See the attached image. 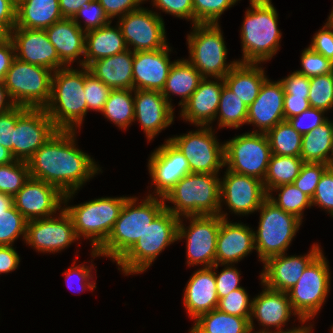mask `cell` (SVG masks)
<instances>
[{
    "label": "cell",
    "mask_w": 333,
    "mask_h": 333,
    "mask_svg": "<svg viewBox=\"0 0 333 333\" xmlns=\"http://www.w3.org/2000/svg\"><path fill=\"white\" fill-rule=\"evenodd\" d=\"M173 113L161 91L134 90V121L141 124L148 141L172 124Z\"/></svg>",
    "instance_id": "603a6c76"
},
{
    "label": "cell",
    "mask_w": 333,
    "mask_h": 333,
    "mask_svg": "<svg viewBox=\"0 0 333 333\" xmlns=\"http://www.w3.org/2000/svg\"><path fill=\"white\" fill-rule=\"evenodd\" d=\"M267 76L258 63L238 62L223 78L228 89L249 107L258 97L261 85Z\"/></svg>",
    "instance_id": "d6a6232c"
},
{
    "label": "cell",
    "mask_w": 333,
    "mask_h": 333,
    "mask_svg": "<svg viewBox=\"0 0 333 333\" xmlns=\"http://www.w3.org/2000/svg\"><path fill=\"white\" fill-rule=\"evenodd\" d=\"M304 161L300 156H281L272 154L263 181L266 192L277 186L293 184L298 177Z\"/></svg>",
    "instance_id": "74e56055"
},
{
    "label": "cell",
    "mask_w": 333,
    "mask_h": 333,
    "mask_svg": "<svg viewBox=\"0 0 333 333\" xmlns=\"http://www.w3.org/2000/svg\"><path fill=\"white\" fill-rule=\"evenodd\" d=\"M329 168H333V144H332L331 154L329 157Z\"/></svg>",
    "instance_id": "11e5206c"
},
{
    "label": "cell",
    "mask_w": 333,
    "mask_h": 333,
    "mask_svg": "<svg viewBox=\"0 0 333 333\" xmlns=\"http://www.w3.org/2000/svg\"><path fill=\"white\" fill-rule=\"evenodd\" d=\"M323 252L318 244H313L307 255L286 256L284 254L268 258L260 274L261 284L266 287L288 292L299 280L305 268Z\"/></svg>",
    "instance_id": "7402d4cb"
},
{
    "label": "cell",
    "mask_w": 333,
    "mask_h": 333,
    "mask_svg": "<svg viewBox=\"0 0 333 333\" xmlns=\"http://www.w3.org/2000/svg\"><path fill=\"white\" fill-rule=\"evenodd\" d=\"M284 88L281 81L271 82L266 78L258 97L248 107L247 124L259 127L252 132L267 133L279 122L284 121Z\"/></svg>",
    "instance_id": "cb8c5ba5"
},
{
    "label": "cell",
    "mask_w": 333,
    "mask_h": 333,
    "mask_svg": "<svg viewBox=\"0 0 333 333\" xmlns=\"http://www.w3.org/2000/svg\"><path fill=\"white\" fill-rule=\"evenodd\" d=\"M28 220L14 207L0 209V246H13L20 235L26 238Z\"/></svg>",
    "instance_id": "7bdbcfd3"
},
{
    "label": "cell",
    "mask_w": 333,
    "mask_h": 333,
    "mask_svg": "<svg viewBox=\"0 0 333 333\" xmlns=\"http://www.w3.org/2000/svg\"><path fill=\"white\" fill-rule=\"evenodd\" d=\"M29 178V167L25 161L14 160L12 163L0 165V192L14 197Z\"/></svg>",
    "instance_id": "ee69618b"
},
{
    "label": "cell",
    "mask_w": 333,
    "mask_h": 333,
    "mask_svg": "<svg viewBox=\"0 0 333 333\" xmlns=\"http://www.w3.org/2000/svg\"><path fill=\"white\" fill-rule=\"evenodd\" d=\"M93 269V266L91 265L90 267L89 266H86L84 264H82L81 266L80 265H75L74 267L72 266L71 268L67 269L65 271V274H66V282H67V285L68 287L73 290L72 288V284H71V278L72 276H76L75 279H77V283H78V279H79V283L78 285L81 286L80 288L76 289L78 291H83V290H86L87 288H89L90 290H93L94 291V288H96V283L93 282V281H90L89 279L92 280V274H91V271ZM71 280V281H69ZM78 286V287H79ZM75 290V289H74Z\"/></svg>",
    "instance_id": "6125c7cd"
},
{
    "label": "cell",
    "mask_w": 333,
    "mask_h": 333,
    "mask_svg": "<svg viewBox=\"0 0 333 333\" xmlns=\"http://www.w3.org/2000/svg\"><path fill=\"white\" fill-rule=\"evenodd\" d=\"M118 25L127 49L133 52L155 51L168 45L164 20L157 12L140 7L120 17Z\"/></svg>",
    "instance_id": "9a60e30c"
},
{
    "label": "cell",
    "mask_w": 333,
    "mask_h": 333,
    "mask_svg": "<svg viewBox=\"0 0 333 333\" xmlns=\"http://www.w3.org/2000/svg\"><path fill=\"white\" fill-rule=\"evenodd\" d=\"M9 37V33L0 25V42H3Z\"/></svg>",
    "instance_id": "34e18365"
},
{
    "label": "cell",
    "mask_w": 333,
    "mask_h": 333,
    "mask_svg": "<svg viewBox=\"0 0 333 333\" xmlns=\"http://www.w3.org/2000/svg\"><path fill=\"white\" fill-rule=\"evenodd\" d=\"M225 265V268L220 274H217V271H214L218 299L227 296L231 291L242 288L239 285L240 272L235 267L230 266V264Z\"/></svg>",
    "instance_id": "9f6ffc18"
},
{
    "label": "cell",
    "mask_w": 333,
    "mask_h": 333,
    "mask_svg": "<svg viewBox=\"0 0 333 333\" xmlns=\"http://www.w3.org/2000/svg\"><path fill=\"white\" fill-rule=\"evenodd\" d=\"M152 6L181 19H189L194 25L192 0H152Z\"/></svg>",
    "instance_id": "6f0895ef"
},
{
    "label": "cell",
    "mask_w": 333,
    "mask_h": 333,
    "mask_svg": "<svg viewBox=\"0 0 333 333\" xmlns=\"http://www.w3.org/2000/svg\"><path fill=\"white\" fill-rule=\"evenodd\" d=\"M179 219L164 209L139 240L117 261L125 275L145 272L167 246L177 241Z\"/></svg>",
    "instance_id": "8992f818"
},
{
    "label": "cell",
    "mask_w": 333,
    "mask_h": 333,
    "mask_svg": "<svg viewBox=\"0 0 333 333\" xmlns=\"http://www.w3.org/2000/svg\"><path fill=\"white\" fill-rule=\"evenodd\" d=\"M187 36L188 61L203 78H224L239 62L226 63L227 48L219 24H194Z\"/></svg>",
    "instance_id": "52a82bcc"
},
{
    "label": "cell",
    "mask_w": 333,
    "mask_h": 333,
    "mask_svg": "<svg viewBox=\"0 0 333 333\" xmlns=\"http://www.w3.org/2000/svg\"><path fill=\"white\" fill-rule=\"evenodd\" d=\"M171 48L167 45L155 51L134 52L133 90L161 91L174 63L169 59Z\"/></svg>",
    "instance_id": "484cf974"
},
{
    "label": "cell",
    "mask_w": 333,
    "mask_h": 333,
    "mask_svg": "<svg viewBox=\"0 0 333 333\" xmlns=\"http://www.w3.org/2000/svg\"><path fill=\"white\" fill-rule=\"evenodd\" d=\"M328 168V164L304 162L293 185L312 199L321 176Z\"/></svg>",
    "instance_id": "681fc988"
},
{
    "label": "cell",
    "mask_w": 333,
    "mask_h": 333,
    "mask_svg": "<svg viewBox=\"0 0 333 333\" xmlns=\"http://www.w3.org/2000/svg\"><path fill=\"white\" fill-rule=\"evenodd\" d=\"M137 199L128 197L107 240L97 250H92V257L106 256L117 262L165 209L163 197L150 194L139 203Z\"/></svg>",
    "instance_id": "7a4b0ae2"
},
{
    "label": "cell",
    "mask_w": 333,
    "mask_h": 333,
    "mask_svg": "<svg viewBox=\"0 0 333 333\" xmlns=\"http://www.w3.org/2000/svg\"><path fill=\"white\" fill-rule=\"evenodd\" d=\"M15 58V47L11 38L8 37L0 42V82L4 81L6 72Z\"/></svg>",
    "instance_id": "be15d7a7"
},
{
    "label": "cell",
    "mask_w": 333,
    "mask_h": 333,
    "mask_svg": "<svg viewBox=\"0 0 333 333\" xmlns=\"http://www.w3.org/2000/svg\"><path fill=\"white\" fill-rule=\"evenodd\" d=\"M190 333H252L250 318L230 315L213 309L195 319Z\"/></svg>",
    "instance_id": "8d00e7d4"
},
{
    "label": "cell",
    "mask_w": 333,
    "mask_h": 333,
    "mask_svg": "<svg viewBox=\"0 0 333 333\" xmlns=\"http://www.w3.org/2000/svg\"><path fill=\"white\" fill-rule=\"evenodd\" d=\"M257 211H260V221L254 231V244L259 260L265 262L270 257L286 253L302 221L275 206L268 198Z\"/></svg>",
    "instance_id": "30bf717a"
},
{
    "label": "cell",
    "mask_w": 333,
    "mask_h": 333,
    "mask_svg": "<svg viewBox=\"0 0 333 333\" xmlns=\"http://www.w3.org/2000/svg\"><path fill=\"white\" fill-rule=\"evenodd\" d=\"M75 133L76 130H57L27 161L30 177L57 187L64 194L65 205L101 171L88 154L76 147Z\"/></svg>",
    "instance_id": "6da1fadb"
},
{
    "label": "cell",
    "mask_w": 333,
    "mask_h": 333,
    "mask_svg": "<svg viewBox=\"0 0 333 333\" xmlns=\"http://www.w3.org/2000/svg\"><path fill=\"white\" fill-rule=\"evenodd\" d=\"M52 72L15 58L3 83L16 106L45 108L51 98Z\"/></svg>",
    "instance_id": "9c48e42d"
},
{
    "label": "cell",
    "mask_w": 333,
    "mask_h": 333,
    "mask_svg": "<svg viewBox=\"0 0 333 333\" xmlns=\"http://www.w3.org/2000/svg\"><path fill=\"white\" fill-rule=\"evenodd\" d=\"M251 307L252 300L243 287L231 291L227 296L219 299L217 305V309L221 312L245 318H250Z\"/></svg>",
    "instance_id": "c3c4849f"
},
{
    "label": "cell",
    "mask_w": 333,
    "mask_h": 333,
    "mask_svg": "<svg viewBox=\"0 0 333 333\" xmlns=\"http://www.w3.org/2000/svg\"><path fill=\"white\" fill-rule=\"evenodd\" d=\"M271 153L281 156H300L302 135L297 132L288 120L279 122L266 133Z\"/></svg>",
    "instance_id": "ab89813d"
},
{
    "label": "cell",
    "mask_w": 333,
    "mask_h": 333,
    "mask_svg": "<svg viewBox=\"0 0 333 333\" xmlns=\"http://www.w3.org/2000/svg\"><path fill=\"white\" fill-rule=\"evenodd\" d=\"M8 98V99H6ZM16 105L10 99L3 82H0V114L6 113Z\"/></svg>",
    "instance_id": "89a4df30"
},
{
    "label": "cell",
    "mask_w": 333,
    "mask_h": 333,
    "mask_svg": "<svg viewBox=\"0 0 333 333\" xmlns=\"http://www.w3.org/2000/svg\"><path fill=\"white\" fill-rule=\"evenodd\" d=\"M18 60L43 66L51 71L67 67L49 41L45 29L14 27L9 33Z\"/></svg>",
    "instance_id": "ffe728a7"
},
{
    "label": "cell",
    "mask_w": 333,
    "mask_h": 333,
    "mask_svg": "<svg viewBox=\"0 0 333 333\" xmlns=\"http://www.w3.org/2000/svg\"><path fill=\"white\" fill-rule=\"evenodd\" d=\"M302 69L297 72L306 77H314L333 73V62L323 55L314 52L310 47L303 50L301 54Z\"/></svg>",
    "instance_id": "816d5d0a"
},
{
    "label": "cell",
    "mask_w": 333,
    "mask_h": 333,
    "mask_svg": "<svg viewBox=\"0 0 333 333\" xmlns=\"http://www.w3.org/2000/svg\"><path fill=\"white\" fill-rule=\"evenodd\" d=\"M321 252L304 270L298 282L287 292L293 310L301 323L320 311L330 290V272Z\"/></svg>",
    "instance_id": "8fae6325"
},
{
    "label": "cell",
    "mask_w": 333,
    "mask_h": 333,
    "mask_svg": "<svg viewBox=\"0 0 333 333\" xmlns=\"http://www.w3.org/2000/svg\"><path fill=\"white\" fill-rule=\"evenodd\" d=\"M324 113V110L310 107L308 110L303 111L301 114L288 119V122L297 132H299L301 135H304L327 120V118L324 116Z\"/></svg>",
    "instance_id": "11a10c76"
},
{
    "label": "cell",
    "mask_w": 333,
    "mask_h": 333,
    "mask_svg": "<svg viewBox=\"0 0 333 333\" xmlns=\"http://www.w3.org/2000/svg\"><path fill=\"white\" fill-rule=\"evenodd\" d=\"M59 59L67 66L85 55V31L72 18H63L45 29Z\"/></svg>",
    "instance_id": "4dcf8cb0"
},
{
    "label": "cell",
    "mask_w": 333,
    "mask_h": 333,
    "mask_svg": "<svg viewBox=\"0 0 333 333\" xmlns=\"http://www.w3.org/2000/svg\"><path fill=\"white\" fill-rule=\"evenodd\" d=\"M134 90H112L104 105L102 114L122 130L134 122Z\"/></svg>",
    "instance_id": "f35d334b"
},
{
    "label": "cell",
    "mask_w": 333,
    "mask_h": 333,
    "mask_svg": "<svg viewBox=\"0 0 333 333\" xmlns=\"http://www.w3.org/2000/svg\"><path fill=\"white\" fill-rule=\"evenodd\" d=\"M59 212L58 218L51 216L29 220L24 241L38 252L55 253L79 239L69 213L64 207Z\"/></svg>",
    "instance_id": "e0dca14e"
},
{
    "label": "cell",
    "mask_w": 333,
    "mask_h": 333,
    "mask_svg": "<svg viewBox=\"0 0 333 333\" xmlns=\"http://www.w3.org/2000/svg\"><path fill=\"white\" fill-rule=\"evenodd\" d=\"M220 181L217 174L189 173L182 177L174 187L163 196L164 201H170L174 207L165 204V209L178 218L197 215H220L226 219L227 212L223 214L220 201Z\"/></svg>",
    "instance_id": "277c9868"
},
{
    "label": "cell",
    "mask_w": 333,
    "mask_h": 333,
    "mask_svg": "<svg viewBox=\"0 0 333 333\" xmlns=\"http://www.w3.org/2000/svg\"><path fill=\"white\" fill-rule=\"evenodd\" d=\"M111 91V88L90 73L88 67H85L84 92L87 110L102 112Z\"/></svg>",
    "instance_id": "7dc6e473"
},
{
    "label": "cell",
    "mask_w": 333,
    "mask_h": 333,
    "mask_svg": "<svg viewBox=\"0 0 333 333\" xmlns=\"http://www.w3.org/2000/svg\"><path fill=\"white\" fill-rule=\"evenodd\" d=\"M13 205V197L4 192H0V209H10Z\"/></svg>",
    "instance_id": "8c879c8a"
},
{
    "label": "cell",
    "mask_w": 333,
    "mask_h": 333,
    "mask_svg": "<svg viewBox=\"0 0 333 333\" xmlns=\"http://www.w3.org/2000/svg\"><path fill=\"white\" fill-rule=\"evenodd\" d=\"M250 7L241 27L243 59L239 62L261 64L278 52L282 34L271 0H250Z\"/></svg>",
    "instance_id": "3957f363"
},
{
    "label": "cell",
    "mask_w": 333,
    "mask_h": 333,
    "mask_svg": "<svg viewBox=\"0 0 333 333\" xmlns=\"http://www.w3.org/2000/svg\"><path fill=\"white\" fill-rule=\"evenodd\" d=\"M27 108L25 106H15L10 111L0 114V144L6 147L12 156L16 121Z\"/></svg>",
    "instance_id": "db71d44e"
},
{
    "label": "cell",
    "mask_w": 333,
    "mask_h": 333,
    "mask_svg": "<svg viewBox=\"0 0 333 333\" xmlns=\"http://www.w3.org/2000/svg\"><path fill=\"white\" fill-rule=\"evenodd\" d=\"M276 190L280 191L278 199L271 195ZM267 198L275 206L296 216L301 221L304 209L312 206L311 198L293 184H284L270 189L267 193Z\"/></svg>",
    "instance_id": "b9f144b4"
},
{
    "label": "cell",
    "mask_w": 333,
    "mask_h": 333,
    "mask_svg": "<svg viewBox=\"0 0 333 333\" xmlns=\"http://www.w3.org/2000/svg\"><path fill=\"white\" fill-rule=\"evenodd\" d=\"M202 79L203 77L200 72L187 59H177L169 70L162 95L171 106L172 99L169 97L172 94L179 95L182 97L179 106L181 105V107H183L192 93L198 88Z\"/></svg>",
    "instance_id": "e575fe53"
},
{
    "label": "cell",
    "mask_w": 333,
    "mask_h": 333,
    "mask_svg": "<svg viewBox=\"0 0 333 333\" xmlns=\"http://www.w3.org/2000/svg\"><path fill=\"white\" fill-rule=\"evenodd\" d=\"M103 7L106 15L111 20L117 16L122 17L127 13L140 8L145 0H97Z\"/></svg>",
    "instance_id": "94428289"
},
{
    "label": "cell",
    "mask_w": 333,
    "mask_h": 333,
    "mask_svg": "<svg viewBox=\"0 0 333 333\" xmlns=\"http://www.w3.org/2000/svg\"><path fill=\"white\" fill-rule=\"evenodd\" d=\"M85 18V27L83 28L78 21L79 18ZM72 20L85 32L97 29L112 22L106 15L103 7L97 0H93L89 3H84L82 8L78 10Z\"/></svg>",
    "instance_id": "f907efd6"
},
{
    "label": "cell",
    "mask_w": 333,
    "mask_h": 333,
    "mask_svg": "<svg viewBox=\"0 0 333 333\" xmlns=\"http://www.w3.org/2000/svg\"><path fill=\"white\" fill-rule=\"evenodd\" d=\"M133 60L134 52L127 49L113 56L95 60L88 69L112 90H133Z\"/></svg>",
    "instance_id": "f546056e"
},
{
    "label": "cell",
    "mask_w": 333,
    "mask_h": 333,
    "mask_svg": "<svg viewBox=\"0 0 333 333\" xmlns=\"http://www.w3.org/2000/svg\"><path fill=\"white\" fill-rule=\"evenodd\" d=\"M16 4H18L21 0H13Z\"/></svg>",
    "instance_id": "b9fcfbb0"
},
{
    "label": "cell",
    "mask_w": 333,
    "mask_h": 333,
    "mask_svg": "<svg viewBox=\"0 0 333 333\" xmlns=\"http://www.w3.org/2000/svg\"><path fill=\"white\" fill-rule=\"evenodd\" d=\"M13 203L28 221L42 219L63 209L61 204L64 203V194L57 187L30 177L14 195Z\"/></svg>",
    "instance_id": "d6986e66"
},
{
    "label": "cell",
    "mask_w": 333,
    "mask_h": 333,
    "mask_svg": "<svg viewBox=\"0 0 333 333\" xmlns=\"http://www.w3.org/2000/svg\"><path fill=\"white\" fill-rule=\"evenodd\" d=\"M219 114V115H218ZM248 107L241 99L231 92L226 85L223 86L216 118L218 117V126L239 128L246 124Z\"/></svg>",
    "instance_id": "60d3db41"
},
{
    "label": "cell",
    "mask_w": 333,
    "mask_h": 333,
    "mask_svg": "<svg viewBox=\"0 0 333 333\" xmlns=\"http://www.w3.org/2000/svg\"><path fill=\"white\" fill-rule=\"evenodd\" d=\"M327 22L333 27V11H331L330 16H328Z\"/></svg>",
    "instance_id": "2a66077c"
},
{
    "label": "cell",
    "mask_w": 333,
    "mask_h": 333,
    "mask_svg": "<svg viewBox=\"0 0 333 333\" xmlns=\"http://www.w3.org/2000/svg\"><path fill=\"white\" fill-rule=\"evenodd\" d=\"M20 257L13 246H0V274L17 269Z\"/></svg>",
    "instance_id": "003e7915"
},
{
    "label": "cell",
    "mask_w": 333,
    "mask_h": 333,
    "mask_svg": "<svg viewBox=\"0 0 333 333\" xmlns=\"http://www.w3.org/2000/svg\"><path fill=\"white\" fill-rule=\"evenodd\" d=\"M85 66L53 72L51 98L45 110L58 130H77L88 113L84 92Z\"/></svg>",
    "instance_id": "5b68a950"
},
{
    "label": "cell",
    "mask_w": 333,
    "mask_h": 333,
    "mask_svg": "<svg viewBox=\"0 0 333 333\" xmlns=\"http://www.w3.org/2000/svg\"><path fill=\"white\" fill-rule=\"evenodd\" d=\"M309 105L327 112L333 108V73L310 77Z\"/></svg>",
    "instance_id": "f6af8a7d"
},
{
    "label": "cell",
    "mask_w": 333,
    "mask_h": 333,
    "mask_svg": "<svg viewBox=\"0 0 333 333\" xmlns=\"http://www.w3.org/2000/svg\"><path fill=\"white\" fill-rule=\"evenodd\" d=\"M57 130L44 108H27L16 121L13 158L27 162Z\"/></svg>",
    "instance_id": "2e32d148"
},
{
    "label": "cell",
    "mask_w": 333,
    "mask_h": 333,
    "mask_svg": "<svg viewBox=\"0 0 333 333\" xmlns=\"http://www.w3.org/2000/svg\"><path fill=\"white\" fill-rule=\"evenodd\" d=\"M112 27L111 22L97 29L85 33V55L79 61V66L88 67L95 60L124 52L127 46L124 41L120 26Z\"/></svg>",
    "instance_id": "1f68e13d"
},
{
    "label": "cell",
    "mask_w": 333,
    "mask_h": 333,
    "mask_svg": "<svg viewBox=\"0 0 333 333\" xmlns=\"http://www.w3.org/2000/svg\"><path fill=\"white\" fill-rule=\"evenodd\" d=\"M218 264L212 267H203L192 274L186 284L183 303L188 315L196 319L199 315L217 308L218 295L214 270Z\"/></svg>",
    "instance_id": "f1b7e54d"
},
{
    "label": "cell",
    "mask_w": 333,
    "mask_h": 333,
    "mask_svg": "<svg viewBox=\"0 0 333 333\" xmlns=\"http://www.w3.org/2000/svg\"><path fill=\"white\" fill-rule=\"evenodd\" d=\"M148 170L156 186L155 196L163 197L190 173V166L182 152L167 139L150 155Z\"/></svg>",
    "instance_id": "44dd1931"
},
{
    "label": "cell",
    "mask_w": 333,
    "mask_h": 333,
    "mask_svg": "<svg viewBox=\"0 0 333 333\" xmlns=\"http://www.w3.org/2000/svg\"><path fill=\"white\" fill-rule=\"evenodd\" d=\"M14 160L11 152L0 144V165L12 163Z\"/></svg>",
    "instance_id": "2644e50d"
},
{
    "label": "cell",
    "mask_w": 333,
    "mask_h": 333,
    "mask_svg": "<svg viewBox=\"0 0 333 333\" xmlns=\"http://www.w3.org/2000/svg\"><path fill=\"white\" fill-rule=\"evenodd\" d=\"M220 189V201H226L228 209L239 215L257 211L267 199L263 181L228 169L220 181Z\"/></svg>",
    "instance_id": "ac0fdd59"
},
{
    "label": "cell",
    "mask_w": 333,
    "mask_h": 333,
    "mask_svg": "<svg viewBox=\"0 0 333 333\" xmlns=\"http://www.w3.org/2000/svg\"><path fill=\"white\" fill-rule=\"evenodd\" d=\"M225 85L223 78L217 81L203 78L198 88L192 93L183 105L181 117L195 126H210L216 119L222 88Z\"/></svg>",
    "instance_id": "4316f807"
},
{
    "label": "cell",
    "mask_w": 333,
    "mask_h": 333,
    "mask_svg": "<svg viewBox=\"0 0 333 333\" xmlns=\"http://www.w3.org/2000/svg\"><path fill=\"white\" fill-rule=\"evenodd\" d=\"M186 218H190V225L185 228L180 217L177 240L186 238L187 265L190 267L201 264L203 267H212L215 265L217 236L222 217L197 215Z\"/></svg>",
    "instance_id": "5bb4252c"
},
{
    "label": "cell",
    "mask_w": 333,
    "mask_h": 333,
    "mask_svg": "<svg viewBox=\"0 0 333 333\" xmlns=\"http://www.w3.org/2000/svg\"><path fill=\"white\" fill-rule=\"evenodd\" d=\"M313 325L311 324V326H302L301 327H295V328H292V329H287L286 331H281L279 333H311V329L313 328L312 327Z\"/></svg>",
    "instance_id": "753ad0ef"
},
{
    "label": "cell",
    "mask_w": 333,
    "mask_h": 333,
    "mask_svg": "<svg viewBox=\"0 0 333 333\" xmlns=\"http://www.w3.org/2000/svg\"><path fill=\"white\" fill-rule=\"evenodd\" d=\"M189 162L190 173L218 174L225 167L224 144H219L212 126L168 139Z\"/></svg>",
    "instance_id": "4fadbf2b"
},
{
    "label": "cell",
    "mask_w": 333,
    "mask_h": 333,
    "mask_svg": "<svg viewBox=\"0 0 333 333\" xmlns=\"http://www.w3.org/2000/svg\"><path fill=\"white\" fill-rule=\"evenodd\" d=\"M63 18L59 0H21L17 4L15 27L46 29Z\"/></svg>",
    "instance_id": "836d02e7"
},
{
    "label": "cell",
    "mask_w": 333,
    "mask_h": 333,
    "mask_svg": "<svg viewBox=\"0 0 333 333\" xmlns=\"http://www.w3.org/2000/svg\"><path fill=\"white\" fill-rule=\"evenodd\" d=\"M280 81L283 85L285 96L309 97V77L294 71L288 77L281 79Z\"/></svg>",
    "instance_id": "91938a15"
},
{
    "label": "cell",
    "mask_w": 333,
    "mask_h": 333,
    "mask_svg": "<svg viewBox=\"0 0 333 333\" xmlns=\"http://www.w3.org/2000/svg\"><path fill=\"white\" fill-rule=\"evenodd\" d=\"M222 218L217 236L215 264H235L246 257L253 249L254 231L242 223H231Z\"/></svg>",
    "instance_id": "83f0119b"
},
{
    "label": "cell",
    "mask_w": 333,
    "mask_h": 333,
    "mask_svg": "<svg viewBox=\"0 0 333 333\" xmlns=\"http://www.w3.org/2000/svg\"><path fill=\"white\" fill-rule=\"evenodd\" d=\"M333 144V121L328 119L302 135L300 157L304 162L324 163L329 165Z\"/></svg>",
    "instance_id": "d590c367"
},
{
    "label": "cell",
    "mask_w": 333,
    "mask_h": 333,
    "mask_svg": "<svg viewBox=\"0 0 333 333\" xmlns=\"http://www.w3.org/2000/svg\"><path fill=\"white\" fill-rule=\"evenodd\" d=\"M311 202L312 206L318 205L333 217V168H328L321 176Z\"/></svg>",
    "instance_id": "f5cc1de1"
},
{
    "label": "cell",
    "mask_w": 333,
    "mask_h": 333,
    "mask_svg": "<svg viewBox=\"0 0 333 333\" xmlns=\"http://www.w3.org/2000/svg\"><path fill=\"white\" fill-rule=\"evenodd\" d=\"M240 0H192L194 24H218L225 10Z\"/></svg>",
    "instance_id": "bcb514c9"
},
{
    "label": "cell",
    "mask_w": 333,
    "mask_h": 333,
    "mask_svg": "<svg viewBox=\"0 0 333 333\" xmlns=\"http://www.w3.org/2000/svg\"><path fill=\"white\" fill-rule=\"evenodd\" d=\"M93 0H59V7L64 18H73L84 3Z\"/></svg>",
    "instance_id": "a7ac6f4b"
},
{
    "label": "cell",
    "mask_w": 333,
    "mask_h": 333,
    "mask_svg": "<svg viewBox=\"0 0 333 333\" xmlns=\"http://www.w3.org/2000/svg\"><path fill=\"white\" fill-rule=\"evenodd\" d=\"M263 286L264 290L252 299L251 331L254 329L253 319L256 318L260 321V325L265 327L256 333H279L284 330L282 326L286 325L291 314L294 316L297 314L292 308L288 293ZM272 327H275L276 331H269Z\"/></svg>",
    "instance_id": "d4e9b609"
},
{
    "label": "cell",
    "mask_w": 333,
    "mask_h": 333,
    "mask_svg": "<svg viewBox=\"0 0 333 333\" xmlns=\"http://www.w3.org/2000/svg\"><path fill=\"white\" fill-rule=\"evenodd\" d=\"M309 47L333 62V27L328 22L315 33Z\"/></svg>",
    "instance_id": "680465c9"
},
{
    "label": "cell",
    "mask_w": 333,
    "mask_h": 333,
    "mask_svg": "<svg viewBox=\"0 0 333 333\" xmlns=\"http://www.w3.org/2000/svg\"><path fill=\"white\" fill-rule=\"evenodd\" d=\"M310 108L308 98L298 96H284V119L301 114Z\"/></svg>",
    "instance_id": "03108f58"
},
{
    "label": "cell",
    "mask_w": 333,
    "mask_h": 333,
    "mask_svg": "<svg viewBox=\"0 0 333 333\" xmlns=\"http://www.w3.org/2000/svg\"><path fill=\"white\" fill-rule=\"evenodd\" d=\"M17 4L13 0H0V25L10 33L16 26Z\"/></svg>",
    "instance_id": "e7e4bbea"
},
{
    "label": "cell",
    "mask_w": 333,
    "mask_h": 333,
    "mask_svg": "<svg viewBox=\"0 0 333 333\" xmlns=\"http://www.w3.org/2000/svg\"><path fill=\"white\" fill-rule=\"evenodd\" d=\"M228 170L264 181L272 155L266 133L247 132L224 142Z\"/></svg>",
    "instance_id": "7c38bea8"
},
{
    "label": "cell",
    "mask_w": 333,
    "mask_h": 333,
    "mask_svg": "<svg viewBox=\"0 0 333 333\" xmlns=\"http://www.w3.org/2000/svg\"><path fill=\"white\" fill-rule=\"evenodd\" d=\"M128 197H103L75 206H65L73 220L77 237L90 239L97 250L108 238Z\"/></svg>",
    "instance_id": "ba28073f"
}]
</instances>
